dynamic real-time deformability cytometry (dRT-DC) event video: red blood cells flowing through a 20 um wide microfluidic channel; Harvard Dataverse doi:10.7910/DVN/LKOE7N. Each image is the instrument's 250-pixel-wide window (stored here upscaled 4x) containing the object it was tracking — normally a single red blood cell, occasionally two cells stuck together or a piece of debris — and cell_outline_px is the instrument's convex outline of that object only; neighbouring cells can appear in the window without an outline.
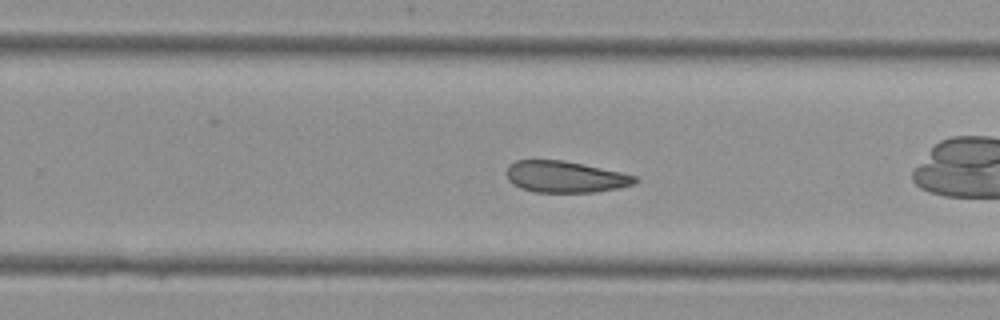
{"species": "Egyptian fruit bat (a non-hibernating species)", "species_latin": "Rousettus aegyptiacus", "temperature_condition": "cold", "stored_images_in_passage": 35, "camera_frame_rate_fps": 3000, "um_per_image_px": 0.085, "animal": {"sex": "female"}, "frame": {"image": 1, "passage_image": 20, "time_ms": 6.333, "image_size_px": [1000, 320], "cell_outline_px": [[636, 180], [632, 184], [616, 188], [596, 192], [536, 192], [520, 188], [512, 184], [508, 180], [508, 164], [516, 160], [564, 160], [620, 172], [636, 176]], "centroid_in_image_um": [47.99, 15.03], "position_along_channel_um": 281.8, "area_um2": 23.29}}